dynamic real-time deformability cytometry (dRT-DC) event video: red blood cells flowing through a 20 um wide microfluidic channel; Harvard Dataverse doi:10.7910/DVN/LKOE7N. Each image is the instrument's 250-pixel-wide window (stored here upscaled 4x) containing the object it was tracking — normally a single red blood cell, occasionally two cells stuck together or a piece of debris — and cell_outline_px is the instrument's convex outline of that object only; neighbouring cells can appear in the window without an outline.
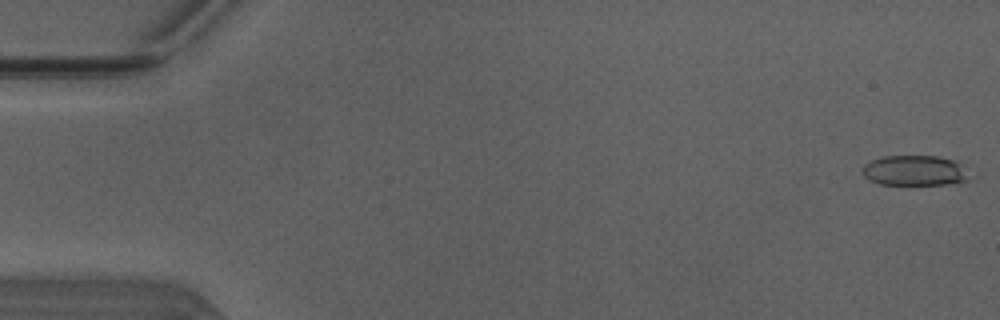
{"species": "Egyptian fruit bat (a non-hibernating species)", "species_latin": "Rousettus aegyptiacus", "temperature_condition": "warm", "stored_images_in_passage": 50, "camera_frame_rate_fps": 3000, "um_per_image_px": 0.085, "animal": {"sex": "male"}, "frame": {"image": 1, "passage_image": 1, "time_ms": 0.0, "image_size_px": [1000, 320], "cell_outline_px": [[968, 180], [944, 184], [880, 184], [868, 180], [860, 172], [864, 164], [872, 160], [884, 156], [936, 156], [952, 160], [960, 164]], "centroid_in_image_um": [77.63, 14.49], "position_along_channel_um": 7.4, "area_um2": 18.5}}
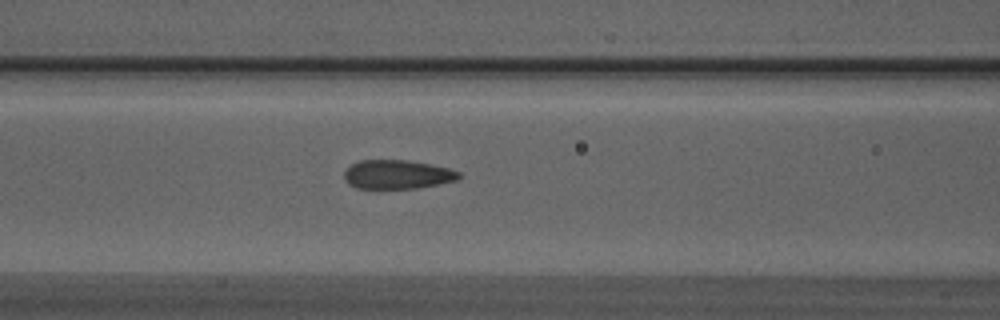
{"frame": {"image": 2, "passage_image": 21, "time_ms": 6.667, "image_size_px": [1000, 320], "cell_outline_px": [[460, 176], [456, 180], [416, 188], [356, 188], [348, 184], [344, 180], [344, 172], [352, 164], [360, 160], [408, 160], [432, 164], [448, 168], [460, 172]], "centroid_in_image_um": [33.74, 14.82], "position_along_channel_um": 132.9, "area_um2": 19.25}}
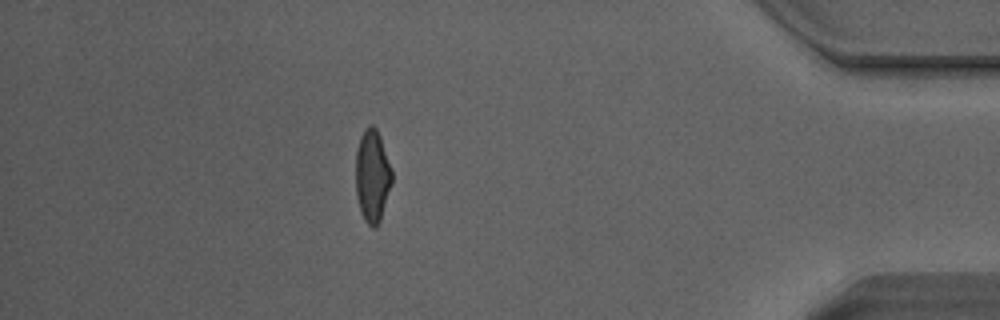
{"frame": {"image": 3, "passage_image": 44, "time_ms": 14.333, "image_size_px": [1000, 320], "cell_outline_px": [[392, 184], [380, 220], [376, 228], [372, 228], [364, 220], [360, 212], [356, 196], [356, 148], [360, 136], [364, 128], [368, 124], [372, 124], [376, 128], [380, 136], [392, 168]], "centroid_in_image_um": [31.64, 14.94], "position_along_channel_um": 403.6, "area_um2": 19.88}, "authors_computed_cell_mechanics": {"area_um2": 19.8254, "velocity_mm_per_s": 4.1484, "shape_relaxation_time_tau1_ms": 9.9021, "shape_relaxation_time_tau2_ms": 0.9727, "deformation_change_tau1": 0.2564, "deformation_change_tau2": 0.0681}}